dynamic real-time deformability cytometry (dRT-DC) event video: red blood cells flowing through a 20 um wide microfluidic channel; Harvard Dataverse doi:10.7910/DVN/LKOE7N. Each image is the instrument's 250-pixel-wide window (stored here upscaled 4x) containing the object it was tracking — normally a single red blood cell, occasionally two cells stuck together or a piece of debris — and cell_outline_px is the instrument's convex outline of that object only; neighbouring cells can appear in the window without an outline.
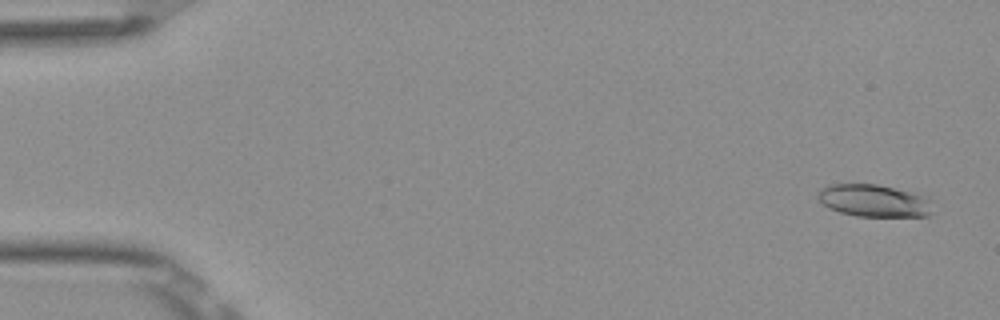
{"species": "Egyptian fruit bat (a non-hibernating species)", "species_latin": "Rousettus aegyptiacus", "temperature_condition": "room temperature", "stored_images_in_passage": 52, "camera_frame_rate_fps": 3000, "um_per_image_px": 0.085, "frame": {"image": 1, "passage_image": 3, "time_ms": 0.667, "image_size_px": [1000, 320], "cell_outline_px": [[932, 212], [928, 216], [856, 216], [840, 212], [828, 208], [816, 196], [816, 192], [828, 184], [876, 184], [928, 196]], "centroid_in_image_um": [74.26, 17.05], "position_along_channel_um": 10.7, "area_um2": 21.62}}
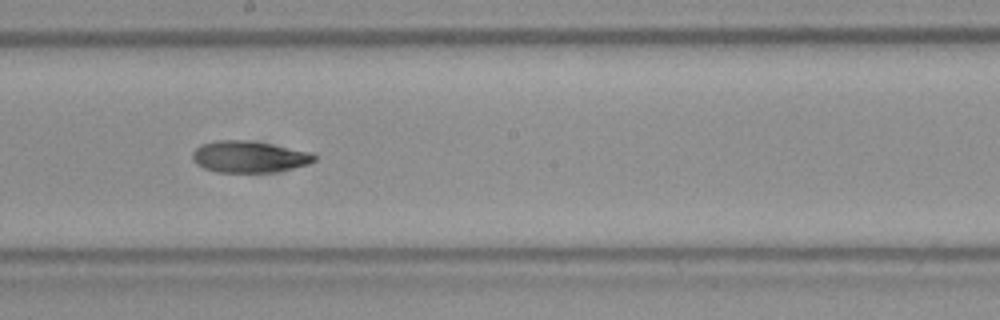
{"frame": {"image": 2, "passage_image": 30, "time_ms": 9.667, "image_size_px": [1000, 320], "cell_outline_px": [[316, 160], [308, 164], [276, 172], [216, 172], [204, 168], [196, 164], [192, 160], [192, 152], [200, 144], [216, 140], [248, 140], [312, 152], [316, 156]], "centroid_in_image_um": [21.15, 13.32], "position_along_channel_um": 227.1, "area_um2": 22.48}}
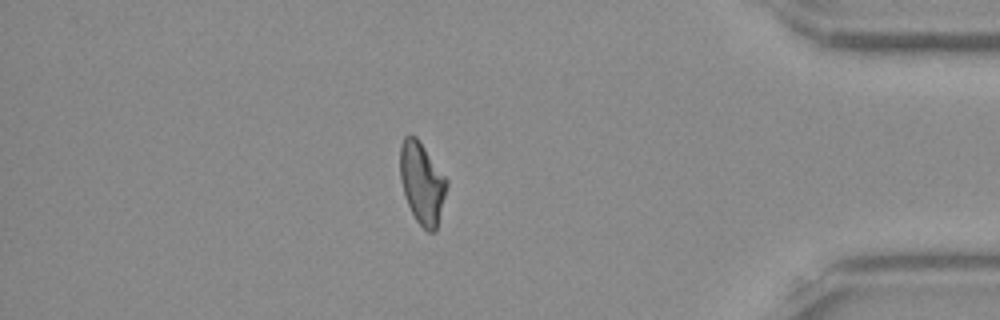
{"frame": {"image": 3, "passage_image": 46, "time_ms": 15.0, "image_size_px": [1000, 320], "cell_outline_px": [[448, 184], [436, 232], [428, 232], [416, 220], [404, 196], [400, 180], [400, 144], [404, 136], [416, 136], [448, 180]], "centroid_in_image_um": [35.87, 15.56], "position_along_channel_um": 399.3, "area_um2": 22.14}}